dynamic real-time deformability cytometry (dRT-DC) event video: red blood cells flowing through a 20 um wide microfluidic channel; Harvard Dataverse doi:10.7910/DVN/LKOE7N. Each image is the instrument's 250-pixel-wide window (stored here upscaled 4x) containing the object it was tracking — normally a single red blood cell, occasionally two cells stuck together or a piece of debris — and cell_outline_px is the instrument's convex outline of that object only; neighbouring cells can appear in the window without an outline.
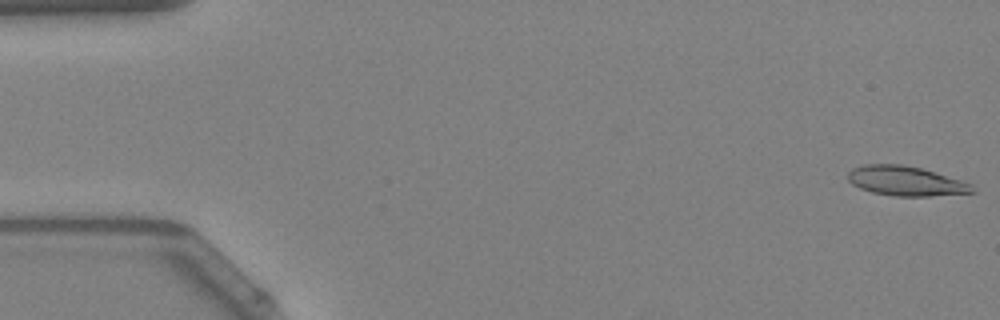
{"species": "Egyptian fruit bat (a non-hibernating species)", "species_latin": "Rousettus aegyptiacus", "temperature_condition": "warm", "stored_images_in_passage": 15, "camera_frame_rate_fps": 3000, "um_per_image_px": 0.085, "animal": {"sex": "female"}, "frame": {"image": 1, "passage_image": 1, "time_ms": 0.0, "image_size_px": [1000, 320], "cell_outline_px": [[976, 192], [928, 196], [896, 196], [872, 192], [860, 188], [852, 184], [848, 180], [848, 172], [852, 168], [864, 164], [900, 164], [920, 168], [960, 180], [972, 184]], "centroid_in_image_um": [76.96, 15.38], "position_along_channel_um": 8.0, "area_um2": 21.27}}
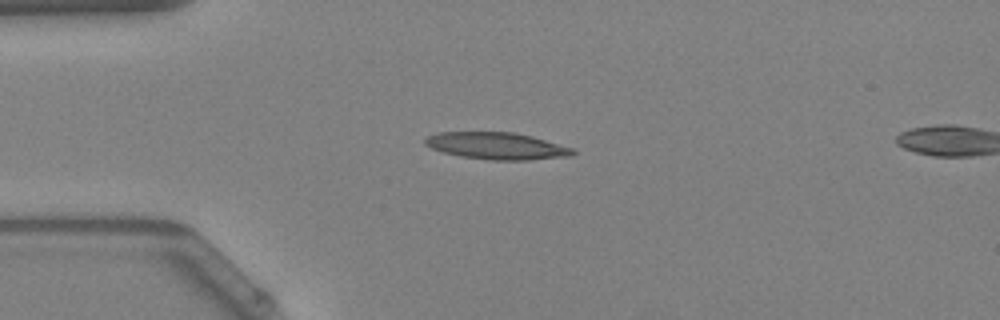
{"frame": {"image": 2, "passage_image": 13, "time_ms": 4.0, "image_size_px": [1000, 320], "cell_outline_px": [[576, 152], [572, 156], [528, 160], [492, 160], [460, 156], [444, 152], [432, 148], [424, 144], [424, 140], [428, 136], [436, 132], [516, 132], [532, 136], [576, 148]], "centroid_in_image_um": [42.28, 12.4], "position_along_channel_um": 42.7, "area_um2": 23.41}}